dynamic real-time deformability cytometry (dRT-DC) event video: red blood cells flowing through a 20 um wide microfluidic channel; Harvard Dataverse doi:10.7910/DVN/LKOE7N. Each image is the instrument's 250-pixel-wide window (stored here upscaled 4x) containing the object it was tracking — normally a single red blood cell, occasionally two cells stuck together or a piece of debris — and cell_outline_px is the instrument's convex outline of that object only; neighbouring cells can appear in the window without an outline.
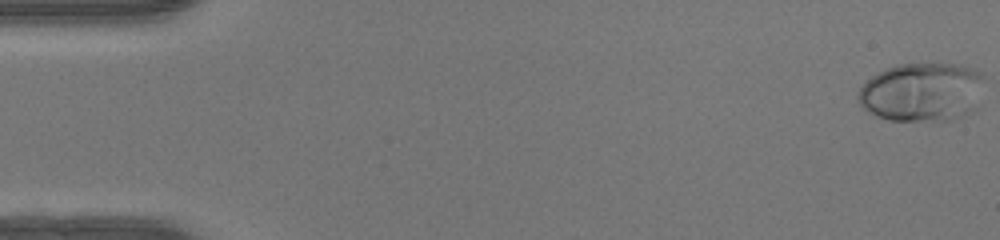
{"species": "human", "species_latin": "Homo sapiens", "temperature_condition": "warm", "stored_images_in_passage": 49, "camera_frame_rate_fps": 3000, "um_per_image_px": 0.085, "donor": {"sex": "female"}, "frame": {"image": 1, "passage_image": 1, "time_ms": 0.0, "image_size_px": [1000, 240], "cell_outline_px": [[984, 76], [976, 108], [972, 112], [952, 120], [888, 120], [876, 116], [864, 108], [860, 104], [856, 96], [860, 88], [872, 76], [896, 64], [960, 64], [976, 68]], "centroid_in_image_um": [78.39, 7.82], "position_along_channel_um": 6.6, "area_um2": 43.35}}
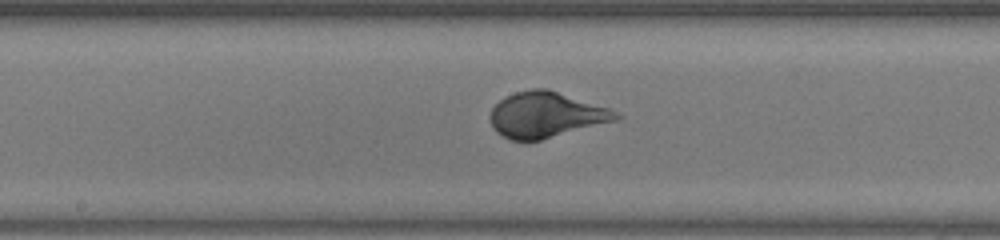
{"frame": {"image": 2, "passage_image": 26, "time_ms": 8.333, "image_size_px": [1000, 240], "cell_outline_px": [[624, 116], [620, 120], [540, 140], [508, 140], [496, 132], [492, 128], [488, 116], [492, 108], [504, 96], [516, 92], [532, 88], [548, 88], [612, 108]], "centroid_in_image_um": [46.45, 9.75], "position_along_channel_um": 201.8, "area_um2": 34.16}}
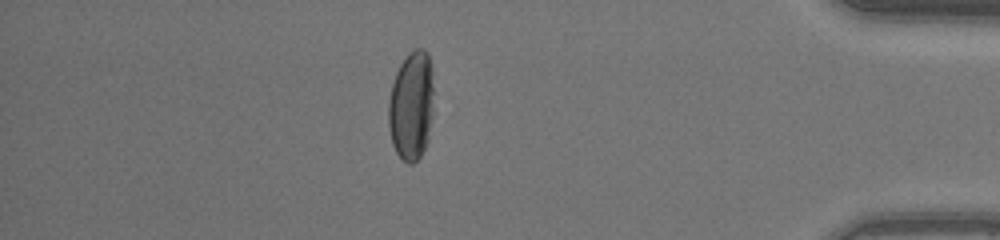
{"frame": {"image": 3, "passage_image": 43, "time_ms": 14.0, "image_size_px": [1000, 240], "cell_outline_px": [[432, 116], [428, 140], [420, 156], [412, 164], [408, 164], [396, 152], [392, 144], [388, 124], [388, 100], [392, 84], [396, 72], [400, 64], [408, 52], [416, 48], [424, 48], [428, 52], [432, 68]], "centroid_in_image_um": [34.96, 8.95], "position_along_channel_um": 400.2, "area_um2": 29.02}, "authors_computed_cell_mechanics": {"area_um2": 34.1598, "velocity_mm_per_s": 4.2315, "shape_relaxation_time_tau1_ms": 3.5728, "shape_relaxation_time_tau2_ms": null, "deformation_change_tau1": 0.2079, "deformation_change_tau2": null}}